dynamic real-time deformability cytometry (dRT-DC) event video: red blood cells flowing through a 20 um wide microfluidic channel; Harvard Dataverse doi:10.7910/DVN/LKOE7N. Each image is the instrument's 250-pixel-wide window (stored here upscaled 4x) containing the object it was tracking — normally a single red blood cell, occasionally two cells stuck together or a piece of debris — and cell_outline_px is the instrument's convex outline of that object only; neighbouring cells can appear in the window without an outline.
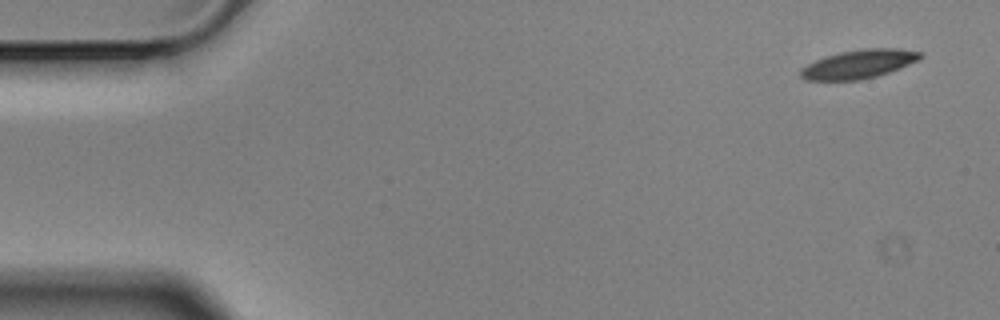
{"species": "Egyptian fruit bat (a non-hibernating species)", "species_latin": "Rousettus aegyptiacus", "temperature_condition": "cold", "stored_images_in_passage": 7, "camera_frame_rate_fps": 3000, "um_per_image_px": 0.085, "animal": {"sex": "male"}, "frame": {"image": 1, "passage_image": 1, "time_ms": 0.0, "image_size_px": [1000, 320], "cell_outline_px": [[924, 56], [900, 68], [876, 76], [860, 80], [804, 80], [800, 76], [800, 68], [824, 56], [840, 52], [864, 48], [900, 48], [920, 52]], "centroid_in_image_um": [72.97, 5.44], "position_along_channel_um": 12.0, "area_um2": 19.94}}
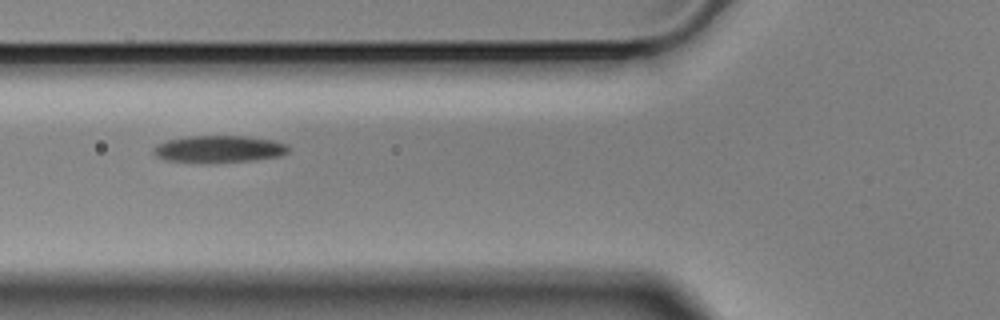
{"frame": {"image": 2, "passage_image": 6, "time_ms": 1.667, "image_size_px": [1000, 320], "cell_outline_px": [[288, 152], [280, 156], [256, 160], [164, 160], [156, 156], [152, 152], [152, 148], [168, 140], [188, 136], [244, 136], [272, 140], [288, 144]], "centroid_in_image_um": [18.65, 12.63], "position_along_channel_um": 107.1, "area_um2": 20.29}}
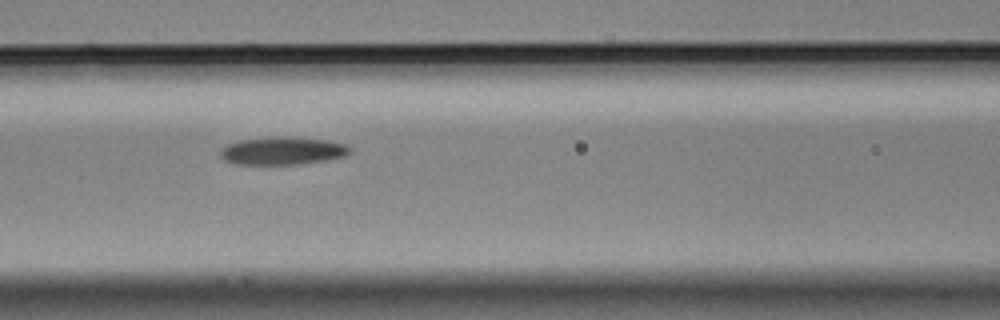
{"frame": {"image": 3, "passage_image": 7, "time_ms": 2.0, "image_size_px": [1000, 320], "cell_outline_px": [[352, 152], [344, 156], [328, 160], [296, 164], [236, 164], [224, 160], [220, 156], [220, 148], [228, 144], [240, 140], [276, 136], [292, 136], [324, 140], [344, 144], [352, 148]], "centroid_in_image_um": [24.01, 12.81], "position_along_channel_um": 142.6, "area_um2": 21.1}}